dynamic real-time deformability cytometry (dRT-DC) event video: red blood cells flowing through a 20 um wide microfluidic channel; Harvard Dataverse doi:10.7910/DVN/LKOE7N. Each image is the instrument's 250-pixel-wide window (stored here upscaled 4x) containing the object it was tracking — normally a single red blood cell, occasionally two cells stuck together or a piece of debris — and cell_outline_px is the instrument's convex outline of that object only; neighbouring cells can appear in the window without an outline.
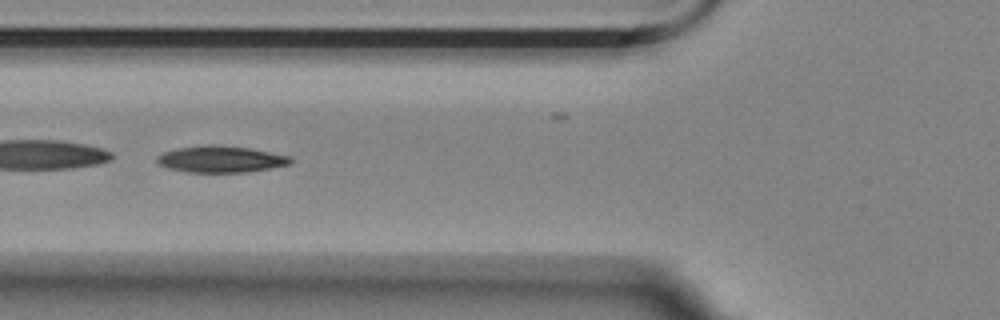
{"species": "Egyptian fruit bat (a non-hibernating species)", "species_latin": "Rousettus aegyptiacus", "temperature_condition": "room temperature", "stored_images_in_passage": 9, "camera_frame_rate_fps": 3000, "um_per_image_px": 0.085, "animal": {"sex": "female"}, "frame": {"image": 1, "passage_image": 4, "time_ms": 3.333, "image_size_px": [1000, 320], "cell_outline_px": [[292, 160], [288, 164], [268, 168], [244, 172], [188, 172], [168, 168], [160, 164], [156, 160], [156, 156], [164, 152], [180, 148], [208, 144], [212, 144], [248, 148], [288, 156]], "centroid_in_image_um": [18.7, 13.53], "position_along_channel_um": 107.1, "area_um2": 20.17}}
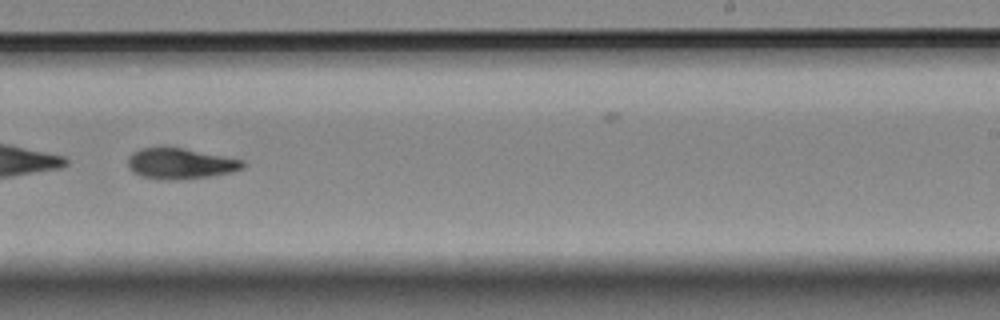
{"frame": {"image": 2, "passage_image": 8, "time_ms": 8.0, "image_size_px": [1000, 320], "cell_outline_px": [[244, 168], [232, 172], [212, 176], [176, 180], [160, 180], [140, 176], [132, 172], [128, 168], [128, 156], [132, 152], [140, 148], [160, 144], [164, 144], [244, 160]], "centroid_in_image_um": [15.26, 13.87], "position_along_channel_um": 273.7, "area_um2": 21.44}}
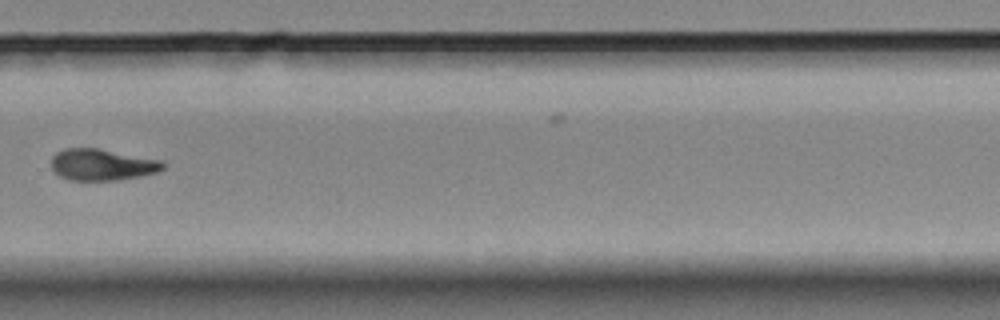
{"frame": {"image": 3, "passage_image": 9, "time_ms": 9.333, "image_size_px": [1000, 320], "cell_outline_px": [[164, 168], [156, 172], [144, 176], [120, 180], [72, 180], [60, 176], [52, 168], [52, 156], [56, 152], [64, 148], [96, 148], [160, 160], [164, 164]], "centroid_in_image_um": [8.67, 14.0], "position_along_channel_um": 321.1, "area_um2": 20.35}}